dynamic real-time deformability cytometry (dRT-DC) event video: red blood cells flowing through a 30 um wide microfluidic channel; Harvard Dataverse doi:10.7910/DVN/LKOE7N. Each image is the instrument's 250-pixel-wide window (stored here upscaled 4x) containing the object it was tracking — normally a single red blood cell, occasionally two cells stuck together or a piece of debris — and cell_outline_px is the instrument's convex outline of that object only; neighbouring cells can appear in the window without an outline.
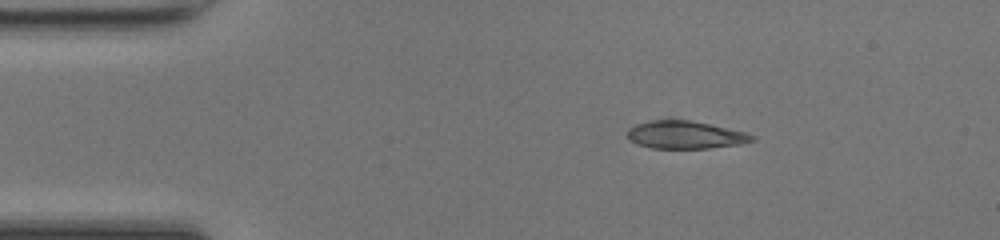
{"species": "common noctule bat (a hibernating species)", "species_latin": "Nyctalus noctula", "temperature_condition": "room temperature", "stored_images_in_passage": 8, "camera_frame_rate_fps": 3000, "um_per_image_px": 0.085, "animal": {"sex": "female", "body_mass_g": 17.0, "forearm_length_mm": 48.0}, "frame": {"image": 1, "passage_image": 1, "time_ms": 0.0, "image_size_px": [1000, 240], "cell_outline_px": [[756, 140], [740, 144], [708, 148], [652, 148], [636, 144], [628, 140], [628, 128], [636, 124], [668, 116], [672, 116], [744, 132], [756, 136]], "centroid_in_image_um": [58.18, 11.43], "position_along_channel_um": 26.8, "area_um2": 20.63}}